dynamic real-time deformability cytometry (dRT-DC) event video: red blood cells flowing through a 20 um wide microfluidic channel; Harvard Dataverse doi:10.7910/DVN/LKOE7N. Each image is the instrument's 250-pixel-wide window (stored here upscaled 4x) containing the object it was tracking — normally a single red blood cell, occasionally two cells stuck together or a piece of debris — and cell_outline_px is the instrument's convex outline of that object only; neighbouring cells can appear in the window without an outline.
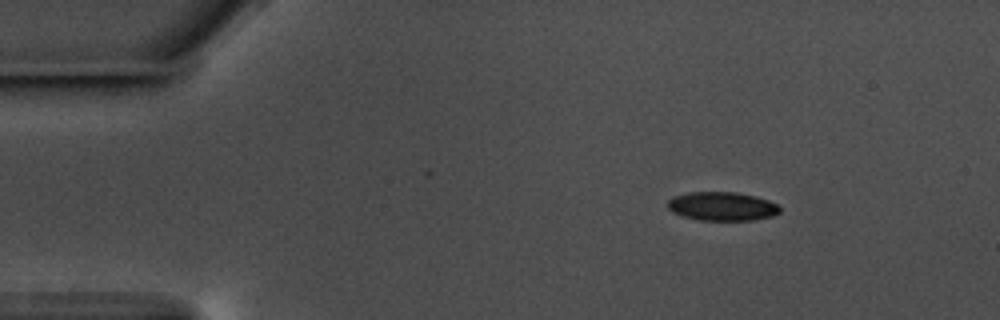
{"species": "common noctule bat (a hibernating species)", "species_latin": "Nyctalus noctula", "temperature_condition": "warm", "stored_images_in_passage": 50, "camera_frame_rate_fps": 3000, "um_per_image_px": 0.085, "animal": {"sex": "male", "body_mass_g": 17.5, "forearm_length_mm": 52.3}, "frame": {"image": 1, "passage_image": 1, "time_ms": 0.0, "image_size_px": [1000, 320], "cell_outline_px": [[780, 212], [772, 216], [756, 220], [700, 220], [684, 216], [672, 212], [668, 208], [668, 200], [672, 196], [688, 192], [736, 192], [756, 196], [768, 200], [776, 204], [780, 208]], "centroid_in_image_um": [61.37, 17.53], "position_along_channel_um": 23.6, "area_um2": 18.84}}
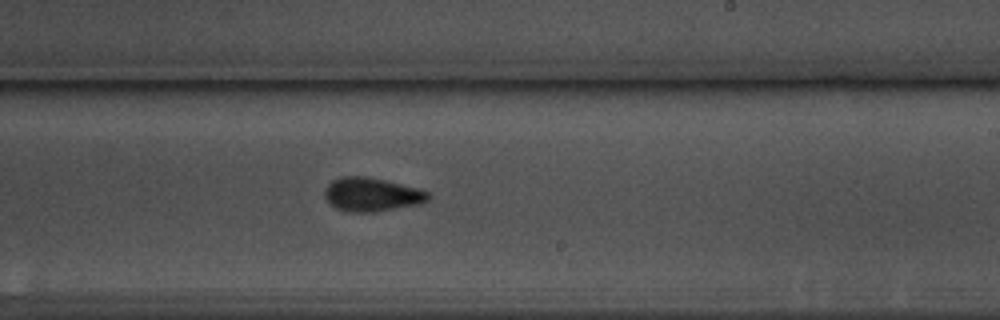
{"frame": {"image": 2, "passage_image": 27, "time_ms": 8.667, "image_size_px": [1000, 320], "cell_outline_px": [[428, 200], [420, 204], [376, 212], [348, 212], [336, 208], [328, 204], [324, 196], [324, 188], [332, 180], [340, 176], [368, 176], [416, 188], [428, 192]], "centroid_in_image_um": [31.52, 16.54], "position_along_channel_um": 257.5, "area_um2": 20.46}}
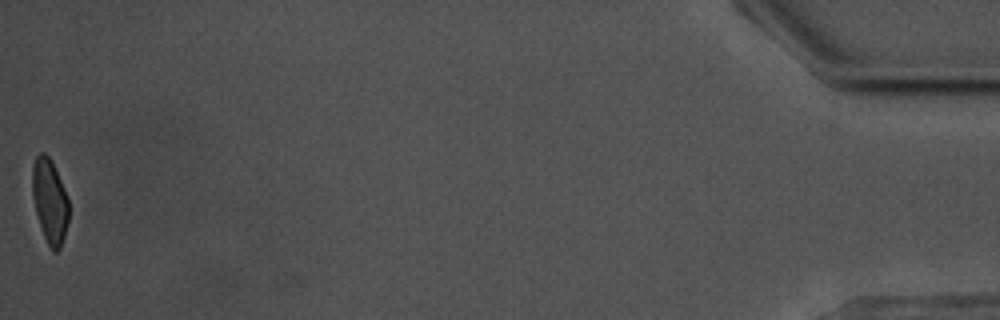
{"frame": {"image": 3, "passage_image": 50, "time_ms": 16.333, "image_size_px": [1000, 320], "cell_outline_px": [[68, 220], [64, 236], [60, 248], [56, 252], [52, 252], [44, 236], [36, 212], [32, 196], [32, 164], [36, 156], [40, 152], [44, 152], [52, 160], [64, 188], [68, 200]], "centroid_in_image_um": [4.22, 17.06], "position_along_channel_um": 431.0, "area_um2": 17.86}, "authors_computed_cell_mechanics": {"area_um2": 19.5653, "velocity_mm_per_s": 3.573, "shape_relaxation_time_tau1_ms": 3.9603, "shape_relaxation_time_tau2_ms": 2.3179, "deformation_change_tau1": 0.1186, "deformation_change_tau2": 0.0662}}